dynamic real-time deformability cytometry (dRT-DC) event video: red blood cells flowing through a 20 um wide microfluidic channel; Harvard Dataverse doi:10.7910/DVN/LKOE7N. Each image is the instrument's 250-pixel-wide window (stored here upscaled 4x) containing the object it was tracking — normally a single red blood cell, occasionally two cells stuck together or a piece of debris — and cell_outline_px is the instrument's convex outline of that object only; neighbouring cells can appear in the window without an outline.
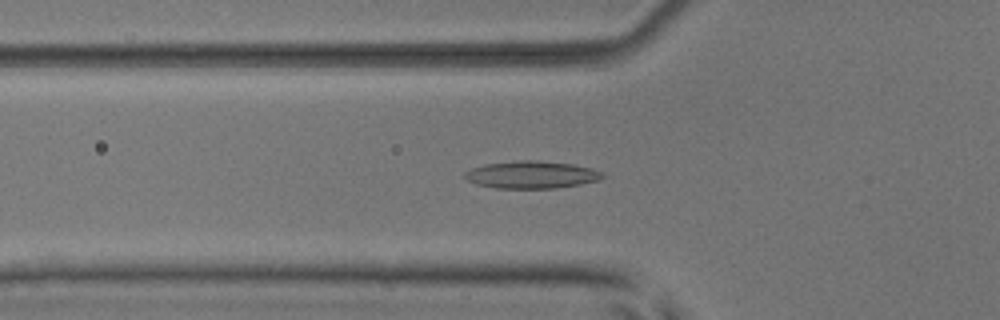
{"species": "common noctule bat (a hibernating species)", "species_latin": "Nyctalus noctula", "temperature_condition": "room temperature", "stored_images_in_passage": 52, "camera_frame_rate_fps": 3000, "um_per_image_px": 0.085, "animal": {"sex": "male", "body_mass_g": 17.9, "forearm_length_mm": 54.2}, "frame": {"image": 1, "passage_image": 18, "time_ms": 5.667, "image_size_px": [1000, 320], "cell_outline_px": [[604, 176], [600, 180], [580, 184], [556, 188], [496, 188], [476, 184], [468, 180], [464, 176], [464, 172], [472, 168], [488, 164], [520, 160], [540, 160], [576, 164], [592, 168], [604, 172]], "centroid_in_image_um": [45.24, 14.84], "position_along_channel_um": 80.6, "area_um2": 22.08}}
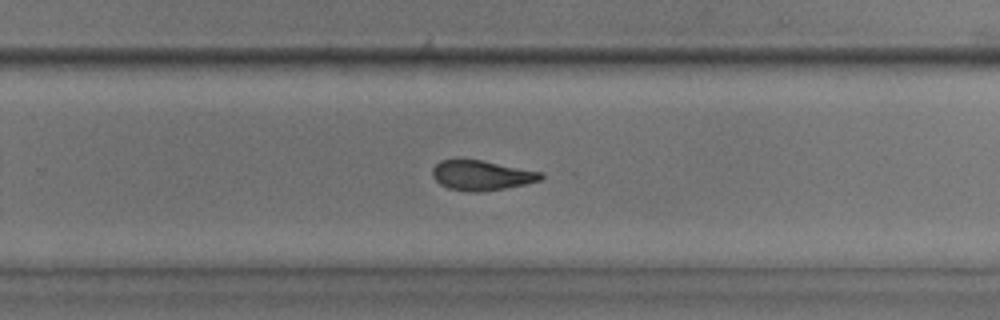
{"frame": {"image": 2, "passage_image": 34, "time_ms": 11.0, "image_size_px": [1000, 320], "cell_outline_px": [[544, 176], [540, 180], [524, 184], [504, 188], [476, 192], [468, 192], [448, 188], [440, 184], [432, 176], [432, 168], [440, 160], [480, 160], [544, 172]], "centroid_in_image_um": [40.93, 14.9], "position_along_channel_um": 288.9, "area_um2": 18.73}}
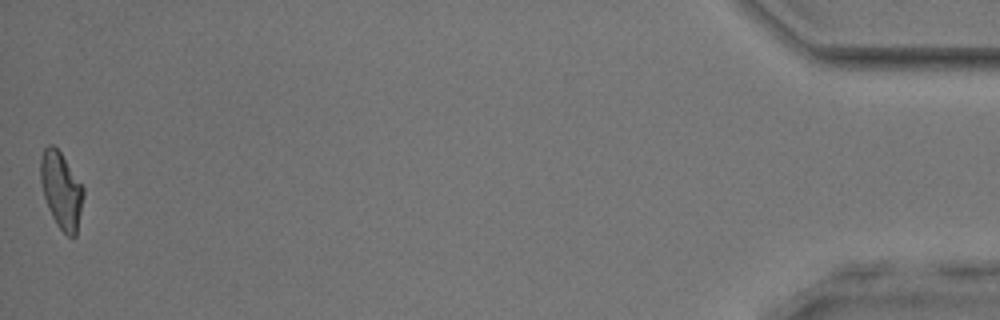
{"frame": {"image": 3, "passage_image": 52, "time_ms": 17.0, "image_size_px": [1000, 320], "cell_outline_px": [[84, 192], [76, 236], [68, 236], [56, 224], [48, 208], [44, 196], [40, 180], [40, 160], [44, 148], [48, 144], [52, 144], [60, 152], [84, 188]], "centroid_in_image_um": [5.19, 16.16], "position_along_channel_um": 430.0, "area_um2": 18.84}, "authors_computed_cell_mechanics": {"area_um2": 19.7098, "velocity_mm_per_s": 3.9082, "shape_relaxation_time_tau1_ms": 5.6678, "shape_relaxation_time_tau2_ms": 2.5353, "deformation_change_tau1": 0.1875, "deformation_change_tau2": 0.1065}}